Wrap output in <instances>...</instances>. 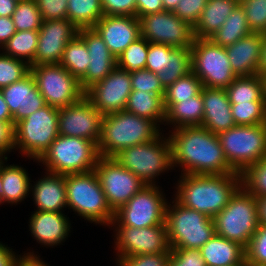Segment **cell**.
<instances>
[{"instance_id": "1", "label": "cell", "mask_w": 266, "mask_h": 266, "mask_svg": "<svg viewBox=\"0 0 266 266\" xmlns=\"http://www.w3.org/2000/svg\"><path fill=\"white\" fill-rule=\"evenodd\" d=\"M168 133L173 170L179 167L181 174L194 175L236 173L225 158L217 134L202 126L180 127Z\"/></svg>"}, {"instance_id": "2", "label": "cell", "mask_w": 266, "mask_h": 266, "mask_svg": "<svg viewBox=\"0 0 266 266\" xmlns=\"http://www.w3.org/2000/svg\"><path fill=\"white\" fill-rule=\"evenodd\" d=\"M174 198L183 206L213 218L242 186L239 173L221 175L181 174Z\"/></svg>"}, {"instance_id": "3", "label": "cell", "mask_w": 266, "mask_h": 266, "mask_svg": "<svg viewBox=\"0 0 266 266\" xmlns=\"http://www.w3.org/2000/svg\"><path fill=\"white\" fill-rule=\"evenodd\" d=\"M163 132L154 122L122 110L103 116L98 152L114 157L121 150L157 139Z\"/></svg>"}, {"instance_id": "4", "label": "cell", "mask_w": 266, "mask_h": 266, "mask_svg": "<svg viewBox=\"0 0 266 266\" xmlns=\"http://www.w3.org/2000/svg\"><path fill=\"white\" fill-rule=\"evenodd\" d=\"M67 207L84 220L110 226L115 212L109 206L94 170L65 175Z\"/></svg>"}, {"instance_id": "5", "label": "cell", "mask_w": 266, "mask_h": 266, "mask_svg": "<svg viewBox=\"0 0 266 266\" xmlns=\"http://www.w3.org/2000/svg\"><path fill=\"white\" fill-rule=\"evenodd\" d=\"M99 157L93 141L59 134L36 163L47 172L66 175L94 170Z\"/></svg>"}, {"instance_id": "6", "label": "cell", "mask_w": 266, "mask_h": 266, "mask_svg": "<svg viewBox=\"0 0 266 266\" xmlns=\"http://www.w3.org/2000/svg\"><path fill=\"white\" fill-rule=\"evenodd\" d=\"M172 199L164 222L170 248L200 249L215 234L213 219Z\"/></svg>"}, {"instance_id": "7", "label": "cell", "mask_w": 266, "mask_h": 266, "mask_svg": "<svg viewBox=\"0 0 266 266\" xmlns=\"http://www.w3.org/2000/svg\"><path fill=\"white\" fill-rule=\"evenodd\" d=\"M212 219L215 234L246 248L259 227L256 197L241 186Z\"/></svg>"}, {"instance_id": "8", "label": "cell", "mask_w": 266, "mask_h": 266, "mask_svg": "<svg viewBox=\"0 0 266 266\" xmlns=\"http://www.w3.org/2000/svg\"><path fill=\"white\" fill-rule=\"evenodd\" d=\"M145 185H156L158 176L173 170L171 141L164 133L157 139L121 150L113 157ZM162 173V174H161Z\"/></svg>"}, {"instance_id": "9", "label": "cell", "mask_w": 266, "mask_h": 266, "mask_svg": "<svg viewBox=\"0 0 266 266\" xmlns=\"http://www.w3.org/2000/svg\"><path fill=\"white\" fill-rule=\"evenodd\" d=\"M217 137L228 164L236 173L243 174L266 157V124L236 125Z\"/></svg>"}, {"instance_id": "10", "label": "cell", "mask_w": 266, "mask_h": 266, "mask_svg": "<svg viewBox=\"0 0 266 266\" xmlns=\"http://www.w3.org/2000/svg\"><path fill=\"white\" fill-rule=\"evenodd\" d=\"M59 109L46 105L15 124V151L37 161L59 135Z\"/></svg>"}, {"instance_id": "11", "label": "cell", "mask_w": 266, "mask_h": 266, "mask_svg": "<svg viewBox=\"0 0 266 266\" xmlns=\"http://www.w3.org/2000/svg\"><path fill=\"white\" fill-rule=\"evenodd\" d=\"M159 185H146L114 215L111 226L135 228L165 225L168 201Z\"/></svg>"}, {"instance_id": "12", "label": "cell", "mask_w": 266, "mask_h": 266, "mask_svg": "<svg viewBox=\"0 0 266 266\" xmlns=\"http://www.w3.org/2000/svg\"><path fill=\"white\" fill-rule=\"evenodd\" d=\"M190 52L192 72L203 86L226 89L237 77L232 71L225 47L211 39L194 38Z\"/></svg>"}, {"instance_id": "13", "label": "cell", "mask_w": 266, "mask_h": 266, "mask_svg": "<svg viewBox=\"0 0 266 266\" xmlns=\"http://www.w3.org/2000/svg\"><path fill=\"white\" fill-rule=\"evenodd\" d=\"M37 89L51 107L60 109L77 103L85 96V91L66 68L60 64L30 66Z\"/></svg>"}, {"instance_id": "14", "label": "cell", "mask_w": 266, "mask_h": 266, "mask_svg": "<svg viewBox=\"0 0 266 266\" xmlns=\"http://www.w3.org/2000/svg\"><path fill=\"white\" fill-rule=\"evenodd\" d=\"M94 171L111 209L116 212L146 186L113 157H99Z\"/></svg>"}, {"instance_id": "15", "label": "cell", "mask_w": 266, "mask_h": 266, "mask_svg": "<svg viewBox=\"0 0 266 266\" xmlns=\"http://www.w3.org/2000/svg\"><path fill=\"white\" fill-rule=\"evenodd\" d=\"M112 227L116 263L127 256L171 252L165 225L143 228L111 226L113 230Z\"/></svg>"}, {"instance_id": "16", "label": "cell", "mask_w": 266, "mask_h": 266, "mask_svg": "<svg viewBox=\"0 0 266 266\" xmlns=\"http://www.w3.org/2000/svg\"><path fill=\"white\" fill-rule=\"evenodd\" d=\"M141 37L148 42L166 44L175 48L191 47L193 27L174 12L162 11L139 18Z\"/></svg>"}, {"instance_id": "17", "label": "cell", "mask_w": 266, "mask_h": 266, "mask_svg": "<svg viewBox=\"0 0 266 266\" xmlns=\"http://www.w3.org/2000/svg\"><path fill=\"white\" fill-rule=\"evenodd\" d=\"M132 91L131 75L117 66L103 80L85 91V97L103 115L125 110Z\"/></svg>"}, {"instance_id": "18", "label": "cell", "mask_w": 266, "mask_h": 266, "mask_svg": "<svg viewBox=\"0 0 266 266\" xmlns=\"http://www.w3.org/2000/svg\"><path fill=\"white\" fill-rule=\"evenodd\" d=\"M103 115L84 96L77 103L59 109V134L85 138L98 145Z\"/></svg>"}, {"instance_id": "19", "label": "cell", "mask_w": 266, "mask_h": 266, "mask_svg": "<svg viewBox=\"0 0 266 266\" xmlns=\"http://www.w3.org/2000/svg\"><path fill=\"white\" fill-rule=\"evenodd\" d=\"M78 28L68 19L42 21L34 62L30 66L59 64L69 41Z\"/></svg>"}, {"instance_id": "20", "label": "cell", "mask_w": 266, "mask_h": 266, "mask_svg": "<svg viewBox=\"0 0 266 266\" xmlns=\"http://www.w3.org/2000/svg\"><path fill=\"white\" fill-rule=\"evenodd\" d=\"M78 35L85 42L90 57L87 72L80 80L82 89L86 91L115 69L117 60L94 28L78 29Z\"/></svg>"}, {"instance_id": "21", "label": "cell", "mask_w": 266, "mask_h": 266, "mask_svg": "<svg viewBox=\"0 0 266 266\" xmlns=\"http://www.w3.org/2000/svg\"><path fill=\"white\" fill-rule=\"evenodd\" d=\"M93 28L116 58L141 37L140 20L134 16L103 15Z\"/></svg>"}, {"instance_id": "22", "label": "cell", "mask_w": 266, "mask_h": 266, "mask_svg": "<svg viewBox=\"0 0 266 266\" xmlns=\"http://www.w3.org/2000/svg\"><path fill=\"white\" fill-rule=\"evenodd\" d=\"M1 91L14 124L47 105L37 89L31 72L20 81L2 88Z\"/></svg>"}, {"instance_id": "23", "label": "cell", "mask_w": 266, "mask_h": 266, "mask_svg": "<svg viewBox=\"0 0 266 266\" xmlns=\"http://www.w3.org/2000/svg\"><path fill=\"white\" fill-rule=\"evenodd\" d=\"M29 217V231L37 243L56 247L68 239L72 229L69 217L64 212L33 211Z\"/></svg>"}, {"instance_id": "24", "label": "cell", "mask_w": 266, "mask_h": 266, "mask_svg": "<svg viewBox=\"0 0 266 266\" xmlns=\"http://www.w3.org/2000/svg\"><path fill=\"white\" fill-rule=\"evenodd\" d=\"M44 176L31 182L30 196L37 211L64 212L67 208L65 175L44 172ZM32 194V195H31Z\"/></svg>"}, {"instance_id": "25", "label": "cell", "mask_w": 266, "mask_h": 266, "mask_svg": "<svg viewBox=\"0 0 266 266\" xmlns=\"http://www.w3.org/2000/svg\"><path fill=\"white\" fill-rule=\"evenodd\" d=\"M202 98L204 103L202 127L218 134L236 126L225 89L203 86Z\"/></svg>"}, {"instance_id": "26", "label": "cell", "mask_w": 266, "mask_h": 266, "mask_svg": "<svg viewBox=\"0 0 266 266\" xmlns=\"http://www.w3.org/2000/svg\"><path fill=\"white\" fill-rule=\"evenodd\" d=\"M265 34L251 33L225 47L232 71L237 77L259 75L261 46Z\"/></svg>"}, {"instance_id": "27", "label": "cell", "mask_w": 266, "mask_h": 266, "mask_svg": "<svg viewBox=\"0 0 266 266\" xmlns=\"http://www.w3.org/2000/svg\"><path fill=\"white\" fill-rule=\"evenodd\" d=\"M206 266H229L246 262L245 247L214 234L201 248Z\"/></svg>"}, {"instance_id": "28", "label": "cell", "mask_w": 266, "mask_h": 266, "mask_svg": "<svg viewBox=\"0 0 266 266\" xmlns=\"http://www.w3.org/2000/svg\"><path fill=\"white\" fill-rule=\"evenodd\" d=\"M239 4L240 0H208L193 27L194 38L210 39Z\"/></svg>"}, {"instance_id": "29", "label": "cell", "mask_w": 266, "mask_h": 266, "mask_svg": "<svg viewBox=\"0 0 266 266\" xmlns=\"http://www.w3.org/2000/svg\"><path fill=\"white\" fill-rule=\"evenodd\" d=\"M7 161L8 159L2 158V203L17 205L30 194L32 181L24 167L5 164Z\"/></svg>"}, {"instance_id": "30", "label": "cell", "mask_w": 266, "mask_h": 266, "mask_svg": "<svg viewBox=\"0 0 266 266\" xmlns=\"http://www.w3.org/2000/svg\"><path fill=\"white\" fill-rule=\"evenodd\" d=\"M164 108V126H173L172 130L185 126H201L204 117L202 90L193 98L175 104H164Z\"/></svg>"}, {"instance_id": "31", "label": "cell", "mask_w": 266, "mask_h": 266, "mask_svg": "<svg viewBox=\"0 0 266 266\" xmlns=\"http://www.w3.org/2000/svg\"><path fill=\"white\" fill-rule=\"evenodd\" d=\"M125 111L154 121L159 127L162 124L164 125L165 108L162 95L132 90Z\"/></svg>"}, {"instance_id": "32", "label": "cell", "mask_w": 266, "mask_h": 266, "mask_svg": "<svg viewBox=\"0 0 266 266\" xmlns=\"http://www.w3.org/2000/svg\"><path fill=\"white\" fill-rule=\"evenodd\" d=\"M225 90L230 104L266 102V80L260 75L236 77Z\"/></svg>"}, {"instance_id": "33", "label": "cell", "mask_w": 266, "mask_h": 266, "mask_svg": "<svg viewBox=\"0 0 266 266\" xmlns=\"http://www.w3.org/2000/svg\"><path fill=\"white\" fill-rule=\"evenodd\" d=\"M251 33L244 9L239 4L210 39L215 44L227 47Z\"/></svg>"}, {"instance_id": "34", "label": "cell", "mask_w": 266, "mask_h": 266, "mask_svg": "<svg viewBox=\"0 0 266 266\" xmlns=\"http://www.w3.org/2000/svg\"><path fill=\"white\" fill-rule=\"evenodd\" d=\"M190 72H192L190 47L175 48L168 45L167 66L157 74L164 88L166 89L176 80Z\"/></svg>"}, {"instance_id": "35", "label": "cell", "mask_w": 266, "mask_h": 266, "mask_svg": "<svg viewBox=\"0 0 266 266\" xmlns=\"http://www.w3.org/2000/svg\"><path fill=\"white\" fill-rule=\"evenodd\" d=\"M67 19L78 29L93 28L104 15L101 0H68Z\"/></svg>"}, {"instance_id": "36", "label": "cell", "mask_w": 266, "mask_h": 266, "mask_svg": "<svg viewBox=\"0 0 266 266\" xmlns=\"http://www.w3.org/2000/svg\"><path fill=\"white\" fill-rule=\"evenodd\" d=\"M39 40V30H23L16 33L1 48L5 55L31 65L34 62Z\"/></svg>"}, {"instance_id": "37", "label": "cell", "mask_w": 266, "mask_h": 266, "mask_svg": "<svg viewBox=\"0 0 266 266\" xmlns=\"http://www.w3.org/2000/svg\"><path fill=\"white\" fill-rule=\"evenodd\" d=\"M89 60L86 44L77 34L66 45L59 64L80 81L87 72Z\"/></svg>"}, {"instance_id": "38", "label": "cell", "mask_w": 266, "mask_h": 266, "mask_svg": "<svg viewBox=\"0 0 266 266\" xmlns=\"http://www.w3.org/2000/svg\"><path fill=\"white\" fill-rule=\"evenodd\" d=\"M202 87L201 80L190 72L165 89L164 104H175L193 98L201 92Z\"/></svg>"}, {"instance_id": "39", "label": "cell", "mask_w": 266, "mask_h": 266, "mask_svg": "<svg viewBox=\"0 0 266 266\" xmlns=\"http://www.w3.org/2000/svg\"><path fill=\"white\" fill-rule=\"evenodd\" d=\"M149 42L139 37L131 43L117 58V67L129 73L145 69Z\"/></svg>"}, {"instance_id": "40", "label": "cell", "mask_w": 266, "mask_h": 266, "mask_svg": "<svg viewBox=\"0 0 266 266\" xmlns=\"http://www.w3.org/2000/svg\"><path fill=\"white\" fill-rule=\"evenodd\" d=\"M231 113L236 125L266 124V102L231 104Z\"/></svg>"}, {"instance_id": "41", "label": "cell", "mask_w": 266, "mask_h": 266, "mask_svg": "<svg viewBox=\"0 0 266 266\" xmlns=\"http://www.w3.org/2000/svg\"><path fill=\"white\" fill-rule=\"evenodd\" d=\"M12 19L16 31L39 30L43 21L35 0L18 1Z\"/></svg>"}, {"instance_id": "42", "label": "cell", "mask_w": 266, "mask_h": 266, "mask_svg": "<svg viewBox=\"0 0 266 266\" xmlns=\"http://www.w3.org/2000/svg\"><path fill=\"white\" fill-rule=\"evenodd\" d=\"M30 73V65L23 60L5 55L0 50V89L20 81Z\"/></svg>"}, {"instance_id": "43", "label": "cell", "mask_w": 266, "mask_h": 266, "mask_svg": "<svg viewBox=\"0 0 266 266\" xmlns=\"http://www.w3.org/2000/svg\"><path fill=\"white\" fill-rule=\"evenodd\" d=\"M242 175V186L253 196H266V157L251 165Z\"/></svg>"}, {"instance_id": "44", "label": "cell", "mask_w": 266, "mask_h": 266, "mask_svg": "<svg viewBox=\"0 0 266 266\" xmlns=\"http://www.w3.org/2000/svg\"><path fill=\"white\" fill-rule=\"evenodd\" d=\"M253 33L266 34V0H240Z\"/></svg>"}, {"instance_id": "45", "label": "cell", "mask_w": 266, "mask_h": 266, "mask_svg": "<svg viewBox=\"0 0 266 266\" xmlns=\"http://www.w3.org/2000/svg\"><path fill=\"white\" fill-rule=\"evenodd\" d=\"M249 266H266V226L259 224L251 241L245 248Z\"/></svg>"}, {"instance_id": "46", "label": "cell", "mask_w": 266, "mask_h": 266, "mask_svg": "<svg viewBox=\"0 0 266 266\" xmlns=\"http://www.w3.org/2000/svg\"><path fill=\"white\" fill-rule=\"evenodd\" d=\"M132 90L153 93L165 96V88L161 84L158 75L147 69H140L130 73Z\"/></svg>"}, {"instance_id": "47", "label": "cell", "mask_w": 266, "mask_h": 266, "mask_svg": "<svg viewBox=\"0 0 266 266\" xmlns=\"http://www.w3.org/2000/svg\"><path fill=\"white\" fill-rule=\"evenodd\" d=\"M168 266H206L200 249L170 248Z\"/></svg>"}, {"instance_id": "48", "label": "cell", "mask_w": 266, "mask_h": 266, "mask_svg": "<svg viewBox=\"0 0 266 266\" xmlns=\"http://www.w3.org/2000/svg\"><path fill=\"white\" fill-rule=\"evenodd\" d=\"M208 0H180L174 13L192 27L199 21Z\"/></svg>"}, {"instance_id": "49", "label": "cell", "mask_w": 266, "mask_h": 266, "mask_svg": "<svg viewBox=\"0 0 266 266\" xmlns=\"http://www.w3.org/2000/svg\"><path fill=\"white\" fill-rule=\"evenodd\" d=\"M68 0H35L43 21L67 19Z\"/></svg>"}, {"instance_id": "50", "label": "cell", "mask_w": 266, "mask_h": 266, "mask_svg": "<svg viewBox=\"0 0 266 266\" xmlns=\"http://www.w3.org/2000/svg\"><path fill=\"white\" fill-rule=\"evenodd\" d=\"M168 63V45L149 42L145 69L156 74L162 71Z\"/></svg>"}, {"instance_id": "51", "label": "cell", "mask_w": 266, "mask_h": 266, "mask_svg": "<svg viewBox=\"0 0 266 266\" xmlns=\"http://www.w3.org/2000/svg\"><path fill=\"white\" fill-rule=\"evenodd\" d=\"M170 253L141 254L121 258L117 266H168Z\"/></svg>"}, {"instance_id": "52", "label": "cell", "mask_w": 266, "mask_h": 266, "mask_svg": "<svg viewBox=\"0 0 266 266\" xmlns=\"http://www.w3.org/2000/svg\"><path fill=\"white\" fill-rule=\"evenodd\" d=\"M104 15L136 17V0H101Z\"/></svg>"}, {"instance_id": "53", "label": "cell", "mask_w": 266, "mask_h": 266, "mask_svg": "<svg viewBox=\"0 0 266 266\" xmlns=\"http://www.w3.org/2000/svg\"><path fill=\"white\" fill-rule=\"evenodd\" d=\"M12 150H15V124L0 121V159H8L7 154Z\"/></svg>"}, {"instance_id": "54", "label": "cell", "mask_w": 266, "mask_h": 266, "mask_svg": "<svg viewBox=\"0 0 266 266\" xmlns=\"http://www.w3.org/2000/svg\"><path fill=\"white\" fill-rule=\"evenodd\" d=\"M164 11L162 0H136V17Z\"/></svg>"}, {"instance_id": "55", "label": "cell", "mask_w": 266, "mask_h": 266, "mask_svg": "<svg viewBox=\"0 0 266 266\" xmlns=\"http://www.w3.org/2000/svg\"><path fill=\"white\" fill-rule=\"evenodd\" d=\"M16 33L12 17H0V49Z\"/></svg>"}, {"instance_id": "56", "label": "cell", "mask_w": 266, "mask_h": 266, "mask_svg": "<svg viewBox=\"0 0 266 266\" xmlns=\"http://www.w3.org/2000/svg\"><path fill=\"white\" fill-rule=\"evenodd\" d=\"M0 241V266H16L20 254Z\"/></svg>"}, {"instance_id": "57", "label": "cell", "mask_w": 266, "mask_h": 266, "mask_svg": "<svg viewBox=\"0 0 266 266\" xmlns=\"http://www.w3.org/2000/svg\"><path fill=\"white\" fill-rule=\"evenodd\" d=\"M23 255H20L17 261L16 266H50L45 261L40 259V256L35 254L34 251L22 253Z\"/></svg>"}, {"instance_id": "58", "label": "cell", "mask_w": 266, "mask_h": 266, "mask_svg": "<svg viewBox=\"0 0 266 266\" xmlns=\"http://www.w3.org/2000/svg\"><path fill=\"white\" fill-rule=\"evenodd\" d=\"M17 3V0H0V17H12Z\"/></svg>"}, {"instance_id": "59", "label": "cell", "mask_w": 266, "mask_h": 266, "mask_svg": "<svg viewBox=\"0 0 266 266\" xmlns=\"http://www.w3.org/2000/svg\"><path fill=\"white\" fill-rule=\"evenodd\" d=\"M259 224L266 226V196L256 198Z\"/></svg>"}, {"instance_id": "60", "label": "cell", "mask_w": 266, "mask_h": 266, "mask_svg": "<svg viewBox=\"0 0 266 266\" xmlns=\"http://www.w3.org/2000/svg\"><path fill=\"white\" fill-rule=\"evenodd\" d=\"M0 121L13 122L12 114L3 98V93L0 89Z\"/></svg>"}, {"instance_id": "61", "label": "cell", "mask_w": 266, "mask_h": 266, "mask_svg": "<svg viewBox=\"0 0 266 266\" xmlns=\"http://www.w3.org/2000/svg\"><path fill=\"white\" fill-rule=\"evenodd\" d=\"M259 75L266 78V34L261 46V54L259 60Z\"/></svg>"}, {"instance_id": "62", "label": "cell", "mask_w": 266, "mask_h": 266, "mask_svg": "<svg viewBox=\"0 0 266 266\" xmlns=\"http://www.w3.org/2000/svg\"><path fill=\"white\" fill-rule=\"evenodd\" d=\"M164 11L174 12L180 0H162Z\"/></svg>"}, {"instance_id": "63", "label": "cell", "mask_w": 266, "mask_h": 266, "mask_svg": "<svg viewBox=\"0 0 266 266\" xmlns=\"http://www.w3.org/2000/svg\"><path fill=\"white\" fill-rule=\"evenodd\" d=\"M2 159H0V205L2 204Z\"/></svg>"}, {"instance_id": "64", "label": "cell", "mask_w": 266, "mask_h": 266, "mask_svg": "<svg viewBox=\"0 0 266 266\" xmlns=\"http://www.w3.org/2000/svg\"><path fill=\"white\" fill-rule=\"evenodd\" d=\"M229 266H249L246 262H244L243 264H236V265H229Z\"/></svg>"}]
</instances>
